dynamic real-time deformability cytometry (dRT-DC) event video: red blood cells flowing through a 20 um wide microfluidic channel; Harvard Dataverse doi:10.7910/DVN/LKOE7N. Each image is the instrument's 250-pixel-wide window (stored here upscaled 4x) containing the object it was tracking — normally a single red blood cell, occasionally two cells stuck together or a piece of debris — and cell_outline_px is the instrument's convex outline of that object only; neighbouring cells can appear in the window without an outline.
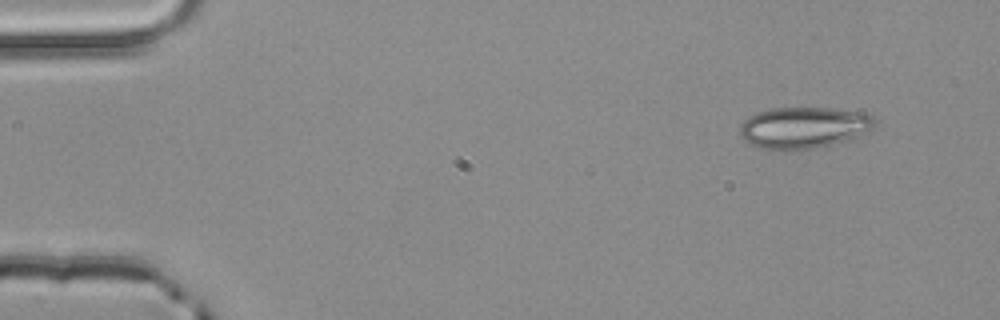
{"species": "common noctule bat (a hibernating species)", "species_latin": "Nyctalus noctula", "temperature_condition": "room temperature", "stored_images_in_passage": 3, "camera_frame_rate_fps": 3000, "um_per_image_px": 0.085, "animal": {"sex": "male", "body_mass_g": 20.4}, "frame": {"image": 1, "passage_image": 1, "time_ms": 0.0, "image_size_px": [1000, 320], "cell_outline_px": [[876, 124], [872, 128], [848, 140], [800, 152], [760, 148], [744, 140], [740, 136], [740, 124], [748, 116], [756, 112], [772, 108], [832, 108], [860, 112], [876, 116]], "centroid_in_image_um": [68.29, 10.86], "position_along_channel_um": 16.7, "area_um2": 33.0}}